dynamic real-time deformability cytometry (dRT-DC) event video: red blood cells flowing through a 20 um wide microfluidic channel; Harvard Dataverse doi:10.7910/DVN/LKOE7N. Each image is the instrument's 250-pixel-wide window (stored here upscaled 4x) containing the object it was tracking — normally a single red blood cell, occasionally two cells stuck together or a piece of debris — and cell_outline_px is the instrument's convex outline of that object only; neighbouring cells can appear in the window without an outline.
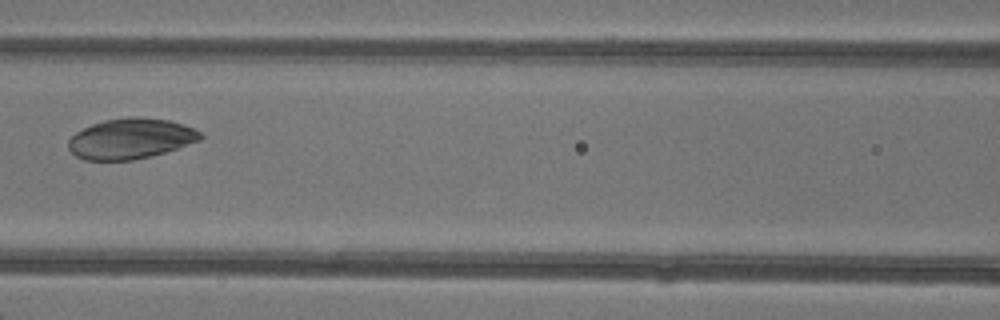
{"species": "common noctule bat (a hibernating species)", "species_latin": "Nyctalus noctula", "temperature_condition": "warm", "stored_images_in_passage": 7, "camera_frame_rate_fps": 3000, "um_per_image_px": 0.085, "animal": {"sex": "female"}, "frame": {"image": 1, "passage_image": 6, "time_ms": 7.0, "image_size_px": [1000, 320], "cell_outline_px": [[204, 136], [200, 140], [164, 152], [132, 160], [84, 160], [76, 156], [68, 148], [68, 140], [76, 132], [92, 124], [104, 120], [128, 116], [136, 116], [168, 120], [192, 128], [200, 132]], "centroid_in_image_um": [11.07, 11.78], "position_along_channel_um": 155.5, "area_um2": 30.87}}
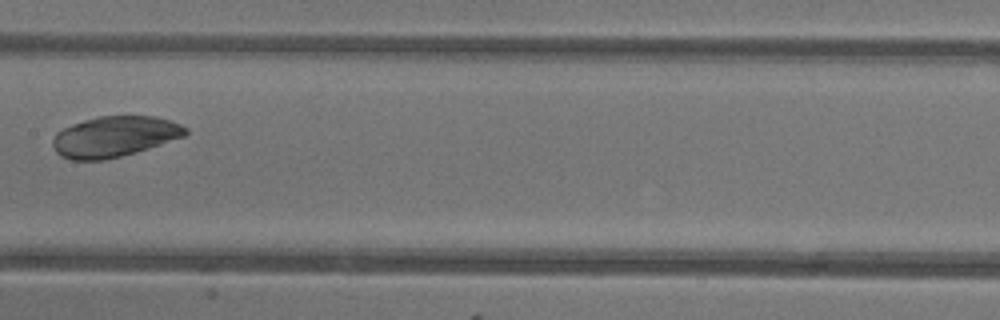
{"frame": {"image": 2, "passage_image": 7, "time_ms": 8.0, "image_size_px": [1000, 320], "cell_outline_px": [[188, 132], [184, 136], [148, 148], [120, 156], [104, 160], [72, 160], [60, 156], [56, 152], [52, 144], [52, 140], [56, 132], [72, 124], [84, 120], [100, 116], [152, 116], [168, 120], [180, 124], [188, 128]], "centroid_in_image_um": [9.7, 11.61], "position_along_channel_um": 197.7, "area_um2": 31.21}}